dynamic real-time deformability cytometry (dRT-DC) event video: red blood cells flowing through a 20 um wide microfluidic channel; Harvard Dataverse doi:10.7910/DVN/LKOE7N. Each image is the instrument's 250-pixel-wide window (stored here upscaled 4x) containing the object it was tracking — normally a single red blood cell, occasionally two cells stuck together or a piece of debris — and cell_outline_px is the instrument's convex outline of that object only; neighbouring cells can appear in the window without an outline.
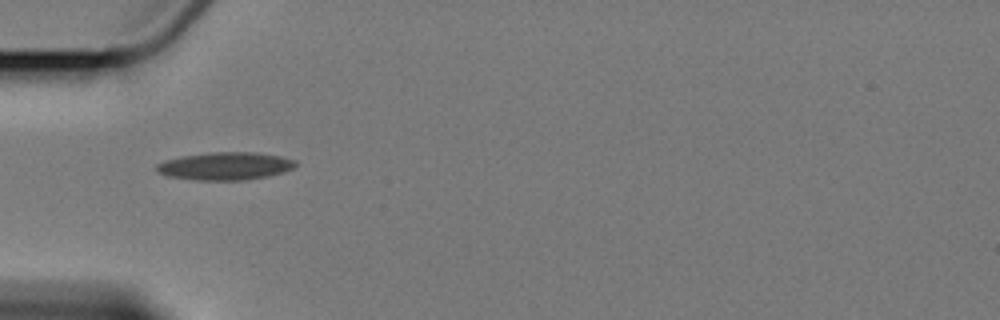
{"species": "Egyptian fruit bat (a non-hibernating species)", "species_latin": "Rousettus aegyptiacus", "temperature_condition": "cold", "stored_images_in_passage": 5, "camera_frame_rate_fps": 3000, "um_per_image_px": 0.085, "animal": {"sex": "female"}, "frame": {"image": 1, "passage_image": 1, "time_ms": 0.0, "image_size_px": [1000, 320], "cell_outline_px": [[296, 164], [292, 168], [284, 172], [268, 176], [244, 180], [196, 180], [168, 176], [160, 172], [156, 168], [156, 164], [164, 160], [184, 156], [212, 152], [256, 152], [280, 156], [296, 160]], "centroid_in_image_um": [19.17, 14.11], "position_along_channel_um": 65.8, "area_um2": 22.37}}
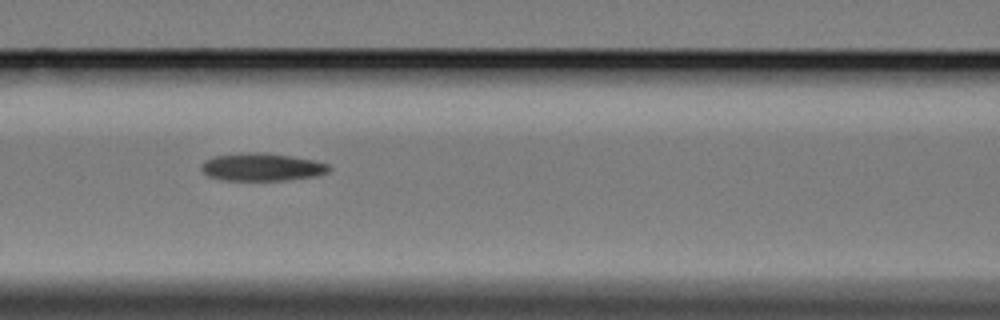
{"frame": {"image": 2, "passage_image": 3, "time_ms": 2.333, "image_size_px": [1000, 320], "cell_outline_px": [[332, 168], [328, 172], [312, 176], [284, 180], [224, 180], [208, 176], [200, 168], [200, 164], [204, 160], [216, 156], [248, 152], [264, 152], [312, 160], [328, 164]], "centroid_in_image_um": [22.22, 14.19], "position_along_channel_um": 144.4, "area_um2": 20.4}}
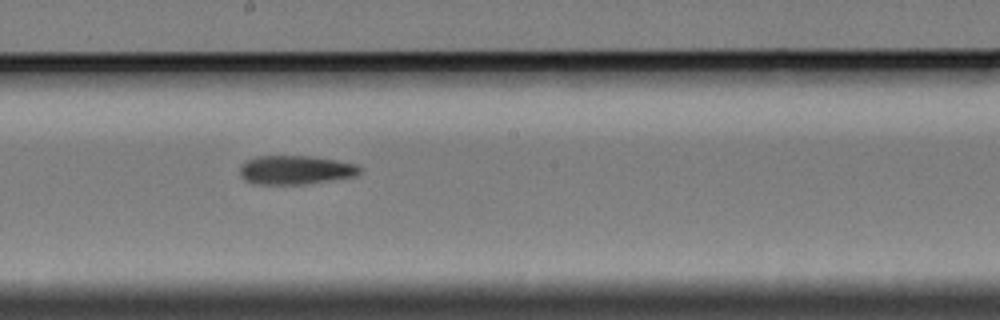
{"frame": {"image": 3, "passage_image": 5, "time_ms": 4.667, "image_size_px": [1000, 320], "cell_outline_px": [[364, 168], [356, 176], [308, 184], [256, 184], [244, 180], [240, 176], [240, 164], [244, 160], [256, 156], [312, 156], [336, 160], [356, 164]], "centroid_in_image_um": [25.11, 14.44], "position_along_channel_um": 223.1, "area_um2": 20.52}}